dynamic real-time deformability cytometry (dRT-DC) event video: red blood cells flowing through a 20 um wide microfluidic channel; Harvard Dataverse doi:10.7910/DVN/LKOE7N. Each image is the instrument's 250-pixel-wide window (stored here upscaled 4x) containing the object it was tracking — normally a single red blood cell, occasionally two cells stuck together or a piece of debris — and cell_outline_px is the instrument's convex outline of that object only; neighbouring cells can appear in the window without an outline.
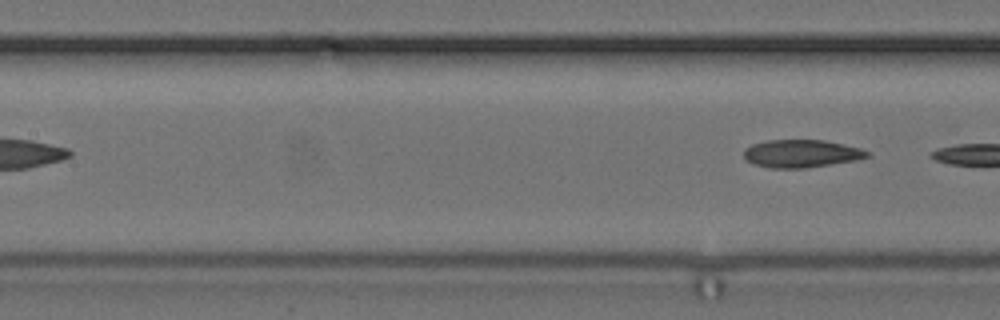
{"species": "common noctule bat (a hibernating species)", "species_latin": "Nyctalus noctula", "temperature_condition": "cold", "stored_images_in_passage": 7, "segment_of_instrument_passage": [2, 2], "camera_frame_rate_fps": 3000, "um_per_image_px": 0.085, "animal": {"sex": "female", "body_mass_g": 24.6, "forearm_length_mm": 56.2}, "frame": {"image": 1, "passage_image": 7, "time_ms": 7.333, "image_size_px": [1000, 320], "cell_outline_px": [[872, 156], [856, 160], [804, 168], [772, 168], [752, 164], [744, 160], [744, 148], [752, 144], [768, 140], [824, 140], [860, 148], [872, 152]], "centroid_in_image_um": [68.11, 13.05], "position_along_channel_um": 139.3, "area_um2": 20.11}}